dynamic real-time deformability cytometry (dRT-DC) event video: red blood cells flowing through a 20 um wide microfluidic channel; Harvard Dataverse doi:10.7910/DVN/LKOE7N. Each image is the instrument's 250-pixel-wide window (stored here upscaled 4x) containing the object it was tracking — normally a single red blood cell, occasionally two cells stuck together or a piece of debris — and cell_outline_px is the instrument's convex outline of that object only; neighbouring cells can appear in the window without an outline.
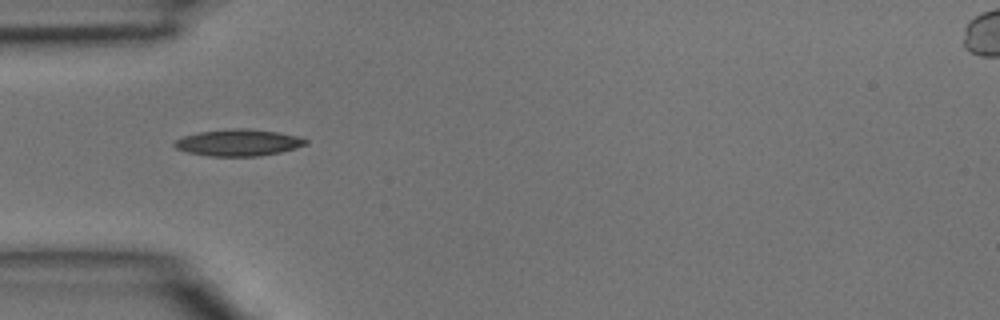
{"species": "common noctule bat (a hibernating species)", "species_latin": "Nyctalus noctula", "temperature_condition": "room temperature", "stored_images_in_passage": 32, "camera_frame_rate_fps": 3000, "um_per_image_px": 0.085, "animal": {"sex": "male", "body_mass_g": 15.6}, "frame": {"image": 1, "passage_image": 1, "time_ms": 0.0, "image_size_px": [1000, 320], "cell_outline_px": [[308, 144], [296, 148], [280, 152], [260, 156], [208, 156], [188, 152], [176, 148], [172, 144], [176, 140], [184, 136], [196, 132], [232, 128], [244, 128], [276, 132], [296, 136], [308, 140]], "centroid_in_image_um": [20.25, 12.12], "position_along_channel_um": 64.8, "area_um2": 20.35}}
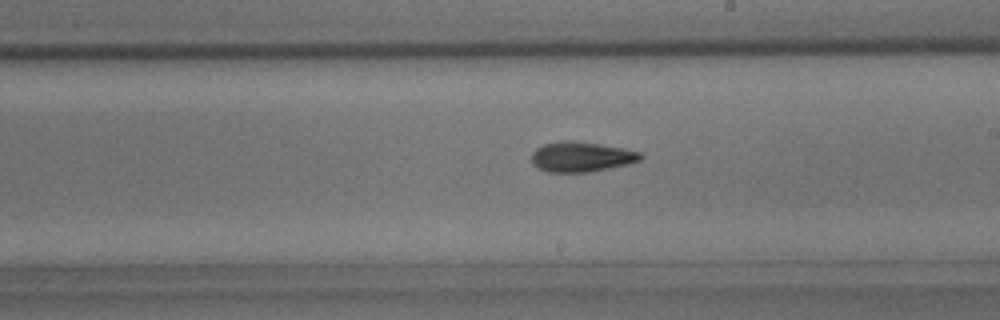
{"frame": {"image": 2, "passage_image": 13, "time_ms": 4.0, "image_size_px": [1000, 320], "cell_outline_px": [[644, 156], [640, 160], [628, 164], [588, 172], [548, 172], [536, 168], [532, 164], [532, 152], [536, 148], [544, 144], [564, 140], [568, 140], [596, 144], [620, 148], [640, 152]], "centroid_in_image_um": [49.36, 13.34], "position_along_channel_um": 239.6, "area_um2": 18.9}}
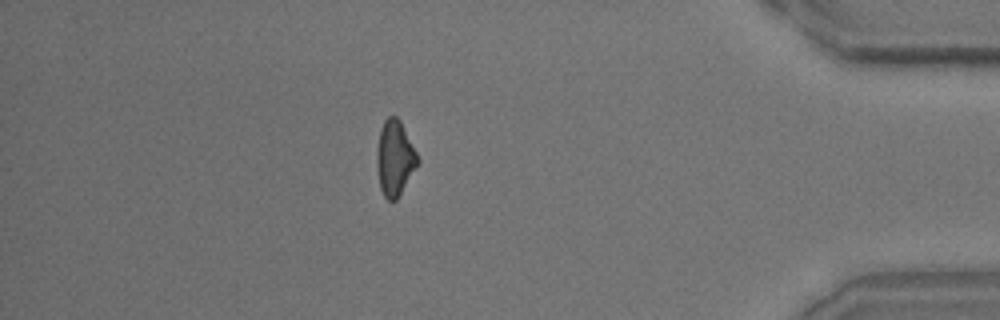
{"frame": {"image": 3, "passage_image": 27, "time_ms": 8.667, "image_size_px": [1000, 320], "cell_outline_px": [[420, 160], [396, 200], [388, 200], [384, 196], [380, 188], [376, 164], [376, 152], [380, 128], [384, 120], [388, 116], [396, 116], [400, 120]], "centroid_in_image_um": [33.53, 13.42], "position_along_channel_um": 401.7, "area_um2": 17.74}}